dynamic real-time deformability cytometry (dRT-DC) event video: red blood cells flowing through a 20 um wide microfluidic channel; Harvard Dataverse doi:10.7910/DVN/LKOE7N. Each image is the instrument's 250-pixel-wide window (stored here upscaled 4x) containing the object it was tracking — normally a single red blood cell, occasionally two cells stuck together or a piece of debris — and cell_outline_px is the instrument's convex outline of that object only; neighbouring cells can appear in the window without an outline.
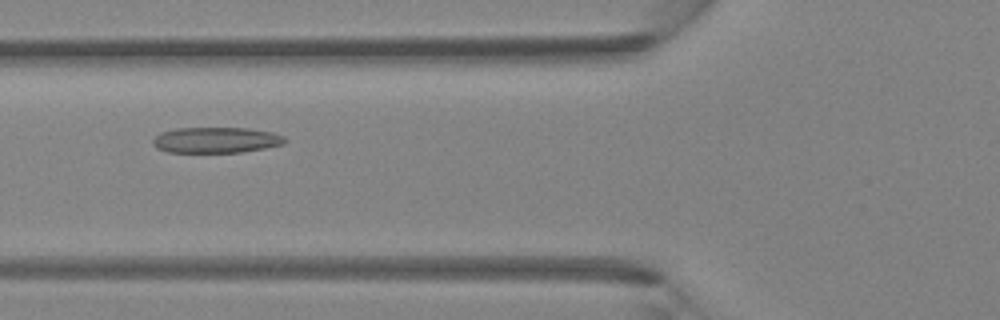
{"species": "Egyptian fruit bat (a non-hibernating species)", "species_latin": "Rousettus aegyptiacus", "temperature_condition": "room temperature", "stored_images_in_passage": 5, "camera_frame_rate_fps": 3000, "um_per_image_px": 0.085, "animal": {"sex": "female"}, "frame": {"image": 1, "passage_image": 4, "time_ms": 1.0, "image_size_px": [1000, 320], "cell_outline_px": [[288, 140], [284, 144], [264, 148], [240, 152], [168, 152], [156, 148], [152, 144], [152, 140], [160, 132], [176, 128], [248, 128], [272, 132], [284, 136]], "centroid_in_image_um": [18.36, 11.9], "position_along_channel_um": 107.4, "area_um2": 19.88}}
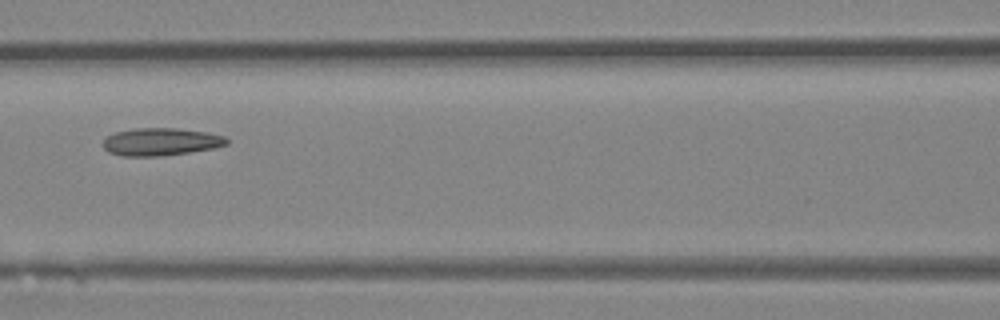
{"frame": {"image": 2, "passage_image": 5, "time_ms": 1.333, "image_size_px": [1000, 320], "cell_outline_px": [[228, 144], [212, 148], [164, 156], [120, 156], [108, 152], [104, 148], [104, 140], [108, 136], [116, 132], [136, 128], [176, 128], [208, 132], [224, 136], [228, 140]], "centroid_in_image_um": [13.67, 12.05], "position_along_channel_um": 152.9, "area_um2": 19.83}}